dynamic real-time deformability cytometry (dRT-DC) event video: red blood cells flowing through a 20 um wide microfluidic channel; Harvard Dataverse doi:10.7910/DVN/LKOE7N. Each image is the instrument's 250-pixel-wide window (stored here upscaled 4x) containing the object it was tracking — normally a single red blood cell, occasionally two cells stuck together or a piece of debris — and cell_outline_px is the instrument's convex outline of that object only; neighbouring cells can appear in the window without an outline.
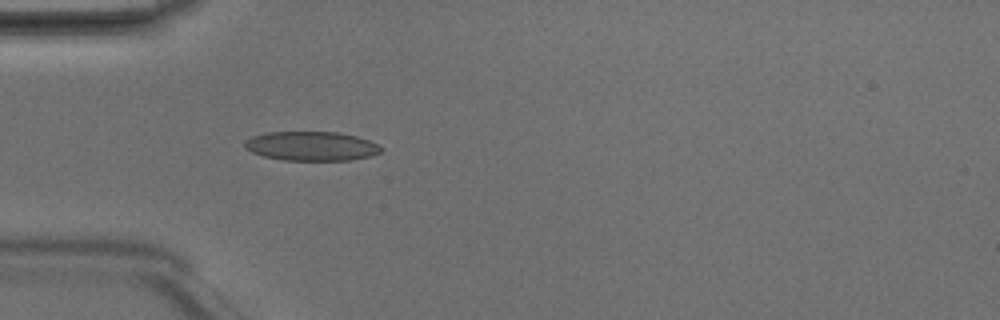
{"species": "Egyptian fruit bat (a non-hibernating species)", "species_latin": "Rousettus aegyptiacus", "temperature_condition": "room temperature", "stored_images_in_passage": 4, "camera_frame_rate_fps": 3000, "um_per_image_px": 0.085, "animal": {"sex": "male"}, "frame": {"image": 1, "passage_image": 4, "time_ms": 1.0, "image_size_px": [1000, 320], "cell_outline_px": [[384, 148], [380, 152], [368, 156], [352, 160], [284, 160], [264, 156], [252, 152], [244, 148], [244, 140], [252, 136], [268, 132], [336, 132], [356, 136], [368, 140]], "centroid_in_image_um": [26.44, 12.41], "position_along_channel_um": 58.6, "area_um2": 23.12}}